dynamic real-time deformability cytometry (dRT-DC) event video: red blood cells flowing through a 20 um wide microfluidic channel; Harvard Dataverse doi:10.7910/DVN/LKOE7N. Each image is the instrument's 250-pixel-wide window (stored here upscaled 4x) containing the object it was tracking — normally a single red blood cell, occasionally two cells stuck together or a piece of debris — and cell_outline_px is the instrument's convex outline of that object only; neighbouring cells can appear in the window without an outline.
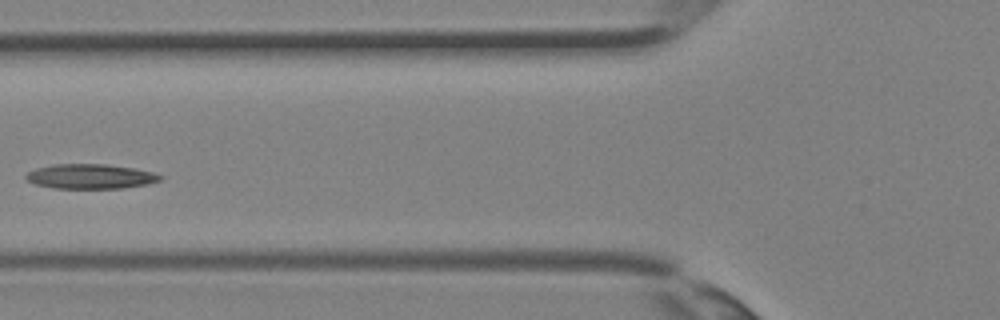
{"species": "Egyptian fruit bat (a non-hibernating species)", "species_latin": "Rousettus aegyptiacus", "temperature_condition": "room temperature", "stored_images_in_passage": 25, "camera_frame_rate_fps": 3000, "um_per_image_px": 0.085, "animal": {"sex": "female"}, "frame": {"image": 1, "passage_image": 4, "time_ms": 1.0, "image_size_px": [1000, 320], "cell_outline_px": [[164, 176], [160, 180], [148, 184], [124, 188], [52, 188], [36, 184], [28, 180], [24, 176], [28, 172], [36, 168], [52, 164], [108, 164], [136, 168], [152, 172]], "centroid_in_image_um": [7.71, 14.99], "position_along_channel_um": 118.1, "area_um2": 19.42}}